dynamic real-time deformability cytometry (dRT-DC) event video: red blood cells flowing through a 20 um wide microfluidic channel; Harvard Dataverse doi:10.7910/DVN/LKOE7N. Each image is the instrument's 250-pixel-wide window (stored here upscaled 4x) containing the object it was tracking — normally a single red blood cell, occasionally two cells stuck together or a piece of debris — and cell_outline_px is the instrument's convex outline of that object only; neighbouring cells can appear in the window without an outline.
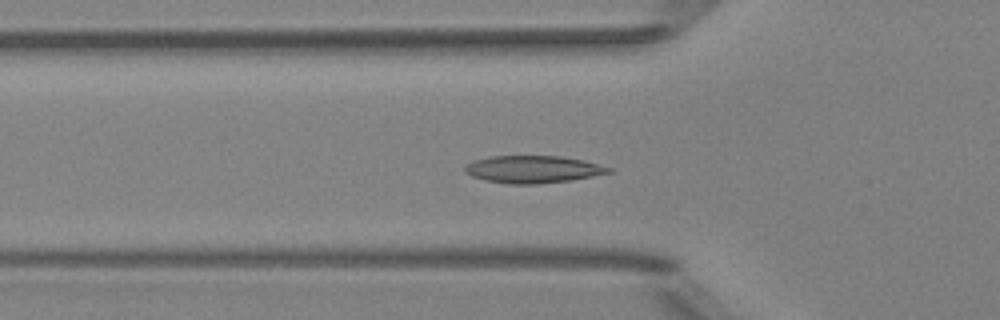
{"species": "Egyptian fruit bat (a non-hibernating species)", "species_latin": "Rousettus aegyptiacus", "temperature_condition": "room temperature", "stored_images_in_passage": 45, "camera_frame_rate_fps": 3000, "um_per_image_px": 0.085, "animal": {"sex": "female"}, "frame": {"image": 1, "passage_image": 11, "time_ms": 3.333, "image_size_px": [1000, 320], "cell_outline_px": [[612, 172], [572, 180], [536, 184], [508, 184], [484, 180], [472, 176], [464, 172], [464, 164], [472, 160], [492, 156], [560, 156], [580, 160], [612, 168]], "centroid_in_image_um": [45.22, 14.39], "position_along_channel_um": 80.6, "area_um2": 22.89}}
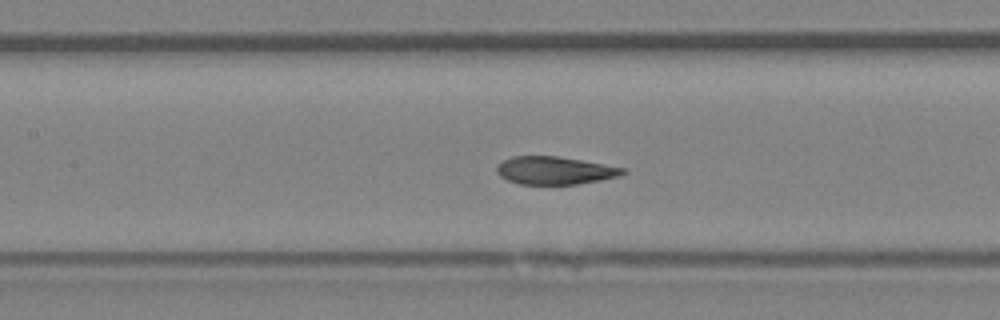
{"frame": {"image": 2, "passage_image": 17, "time_ms": 5.333, "image_size_px": [1000, 320], "cell_outline_px": [[628, 172], [620, 176], [600, 180], [576, 184], [520, 184], [508, 180], [500, 176], [496, 172], [496, 164], [512, 156], [560, 156], [628, 168]], "centroid_in_image_um": [47.19, 14.48], "position_along_channel_um": 160.2, "area_um2": 20.69}}
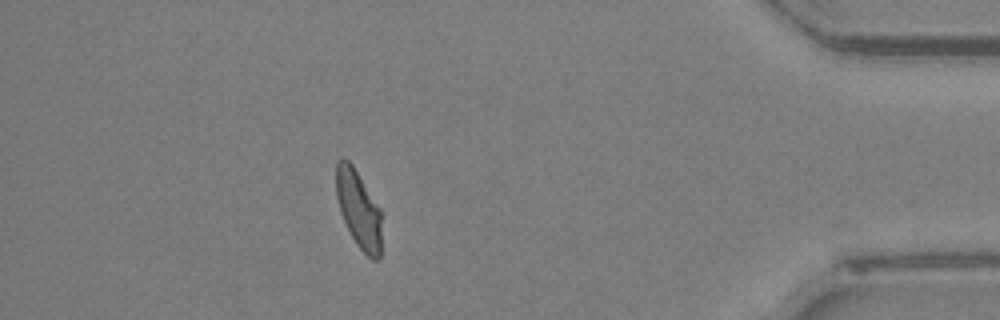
{"frame": {"image": 3, "passage_image": 39, "time_ms": 12.667, "image_size_px": [1000, 320], "cell_outline_px": [[380, 260], [372, 260], [356, 244], [340, 212], [336, 196], [336, 160], [348, 160], [352, 164], [380, 208]], "centroid_in_image_um": [30.47, 17.78], "position_along_channel_um": 404.7, "area_um2": 20.23}, "authors_computed_cell_mechanics": {"area_um2": 21.097, "velocity_mm_per_s": 3.9855, "shape_relaxation_time_tau1_ms": 6.21, "shape_relaxation_time_tau2_ms": 1.1154, "deformation_change_tau1": 0.1636, "deformation_change_tau2": 0.0642}}